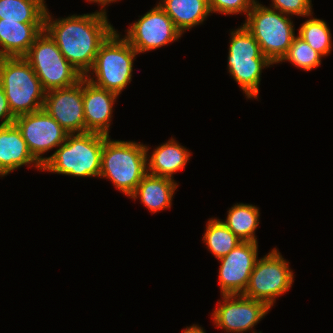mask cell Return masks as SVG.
Wrapping results in <instances>:
<instances>
[{
  "label": "cell",
  "instance_id": "7c38bea8",
  "mask_svg": "<svg viewBox=\"0 0 333 333\" xmlns=\"http://www.w3.org/2000/svg\"><path fill=\"white\" fill-rule=\"evenodd\" d=\"M258 243L242 241L220 261V295L243 294L258 259Z\"/></svg>",
  "mask_w": 333,
  "mask_h": 333
},
{
  "label": "cell",
  "instance_id": "8992f818",
  "mask_svg": "<svg viewBox=\"0 0 333 333\" xmlns=\"http://www.w3.org/2000/svg\"><path fill=\"white\" fill-rule=\"evenodd\" d=\"M292 17L256 1L243 23L260 45L262 54L278 64L295 38Z\"/></svg>",
  "mask_w": 333,
  "mask_h": 333
},
{
  "label": "cell",
  "instance_id": "ac0fdd59",
  "mask_svg": "<svg viewBox=\"0 0 333 333\" xmlns=\"http://www.w3.org/2000/svg\"><path fill=\"white\" fill-rule=\"evenodd\" d=\"M178 183L174 179L146 174L129 197L136 201L140 198L144 206L156 213L171 208Z\"/></svg>",
  "mask_w": 333,
  "mask_h": 333
},
{
  "label": "cell",
  "instance_id": "9c48e42d",
  "mask_svg": "<svg viewBox=\"0 0 333 333\" xmlns=\"http://www.w3.org/2000/svg\"><path fill=\"white\" fill-rule=\"evenodd\" d=\"M139 17L141 18L129 25L124 36L138 54L157 50L177 41L183 35L158 3Z\"/></svg>",
  "mask_w": 333,
  "mask_h": 333
},
{
  "label": "cell",
  "instance_id": "d4e9b609",
  "mask_svg": "<svg viewBox=\"0 0 333 333\" xmlns=\"http://www.w3.org/2000/svg\"><path fill=\"white\" fill-rule=\"evenodd\" d=\"M309 17L301 24L297 35L323 57L328 56L333 44L330 28L323 19L314 18L312 14Z\"/></svg>",
  "mask_w": 333,
  "mask_h": 333
},
{
  "label": "cell",
  "instance_id": "d6986e66",
  "mask_svg": "<svg viewBox=\"0 0 333 333\" xmlns=\"http://www.w3.org/2000/svg\"><path fill=\"white\" fill-rule=\"evenodd\" d=\"M158 4L182 34L203 24L212 14L208 0H160Z\"/></svg>",
  "mask_w": 333,
  "mask_h": 333
},
{
  "label": "cell",
  "instance_id": "5bb4252c",
  "mask_svg": "<svg viewBox=\"0 0 333 333\" xmlns=\"http://www.w3.org/2000/svg\"><path fill=\"white\" fill-rule=\"evenodd\" d=\"M119 95L99 88L83 78V108L86 132L109 136L113 107Z\"/></svg>",
  "mask_w": 333,
  "mask_h": 333
},
{
  "label": "cell",
  "instance_id": "8fae6325",
  "mask_svg": "<svg viewBox=\"0 0 333 333\" xmlns=\"http://www.w3.org/2000/svg\"><path fill=\"white\" fill-rule=\"evenodd\" d=\"M217 305L211 313L212 321L227 333L251 331L270 310L264 302L249 299L243 294L222 295Z\"/></svg>",
  "mask_w": 333,
  "mask_h": 333
},
{
  "label": "cell",
  "instance_id": "9a60e30c",
  "mask_svg": "<svg viewBox=\"0 0 333 333\" xmlns=\"http://www.w3.org/2000/svg\"><path fill=\"white\" fill-rule=\"evenodd\" d=\"M29 165L42 172V165L33 157L20 130L13 123L0 126V177Z\"/></svg>",
  "mask_w": 333,
  "mask_h": 333
},
{
  "label": "cell",
  "instance_id": "603a6c76",
  "mask_svg": "<svg viewBox=\"0 0 333 333\" xmlns=\"http://www.w3.org/2000/svg\"><path fill=\"white\" fill-rule=\"evenodd\" d=\"M205 228L202 241L216 259L226 256L242 242V240L223 223L222 219L212 217L207 221Z\"/></svg>",
  "mask_w": 333,
  "mask_h": 333
},
{
  "label": "cell",
  "instance_id": "6da1fadb",
  "mask_svg": "<svg viewBox=\"0 0 333 333\" xmlns=\"http://www.w3.org/2000/svg\"><path fill=\"white\" fill-rule=\"evenodd\" d=\"M44 30L55 41L68 62L85 77L91 70L101 44L115 30L106 13L53 18L47 8Z\"/></svg>",
  "mask_w": 333,
  "mask_h": 333
},
{
  "label": "cell",
  "instance_id": "484cf974",
  "mask_svg": "<svg viewBox=\"0 0 333 333\" xmlns=\"http://www.w3.org/2000/svg\"><path fill=\"white\" fill-rule=\"evenodd\" d=\"M322 57L320 53L297 35L293 39L288 52L279 63L288 61L301 70L311 71L321 65Z\"/></svg>",
  "mask_w": 333,
  "mask_h": 333
},
{
  "label": "cell",
  "instance_id": "277c9868",
  "mask_svg": "<svg viewBox=\"0 0 333 333\" xmlns=\"http://www.w3.org/2000/svg\"><path fill=\"white\" fill-rule=\"evenodd\" d=\"M120 36L117 30L108 36L99 47L91 70L84 77L93 85L117 95L132 81L133 61L139 55L128 41Z\"/></svg>",
  "mask_w": 333,
  "mask_h": 333
},
{
  "label": "cell",
  "instance_id": "52a82bcc",
  "mask_svg": "<svg viewBox=\"0 0 333 333\" xmlns=\"http://www.w3.org/2000/svg\"><path fill=\"white\" fill-rule=\"evenodd\" d=\"M24 58L30 63L46 92L73 86L84 78L63 56L45 30L36 37Z\"/></svg>",
  "mask_w": 333,
  "mask_h": 333
},
{
  "label": "cell",
  "instance_id": "30bf717a",
  "mask_svg": "<svg viewBox=\"0 0 333 333\" xmlns=\"http://www.w3.org/2000/svg\"><path fill=\"white\" fill-rule=\"evenodd\" d=\"M14 124L20 130L29 151L42 166L47 161L43 155L58 148L69 134L44 108L17 116Z\"/></svg>",
  "mask_w": 333,
  "mask_h": 333
},
{
  "label": "cell",
  "instance_id": "7402d4cb",
  "mask_svg": "<svg viewBox=\"0 0 333 333\" xmlns=\"http://www.w3.org/2000/svg\"><path fill=\"white\" fill-rule=\"evenodd\" d=\"M45 0H0V19L20 23H44Z\"/></svg>",
  "mask_w": 333,
  "mask_h": 333
},
{
  "label": "cell",
  "instance_id": "ffe728a7",
  "mask_svg": "<svg viewBox=\"0 0 333 333\" xmlns=\"http://www.w3.org/2000/svg\"><path fill=\"white\" fill-rule=\"evenodd\" d=\"M228 72L238 83L247 99L259 97L262 70L273 65L267 58H252V61L227 62Z\"/></svg>",
  "mask_w": 333,
  "mask_h": 333
},
{
  "label": "cell",
  "instance_id": "4fadbf2b",
  "mask_svg": "<svg viewBox=\"0 0 333 333\" xmlns=\"http://www.w3.org/2000/svg\"><path fill=\"white\" fill-rule=\"evenodd\" d=\"M43 108L69 134L86 132L83 79L73 86L47 91Z\"/></svg>",
  "mask_w": 333,
  "mask_h": 333
},
{
  "label": "cell",
  "instance_id": "f546056e",
  "mask_svg": "<svg viewBox=\"0 0 333 333\" xmlns=\"http://www.w3.org/2000/svg\"><path fill=\"white\" fill-rule=\"evenodd\" d=\"M90 3H97L98 5H100L101 9L100 12L106 13L107 14V10L105 6H109L111 3H115L118 2L119 0H87Z\"/></svg>",
  "mask_w": 333,
  "mask_h": 333
},
{
  "label": "cell",
  "instance_id": "cb8c5ba5",
  "mask_svg": "<svg viewBox=\"0 0 333 333\" xmlns=\"http://www.w3.org/2000/svg\"><path fill=\"white\" fill-rule=\"evenodd\" d=\"M230 35L227 62H243L252 61V58H266L262 54L256 39L243 24L231 31Z\"/></svg>",
  "mask_w": 333,
  "mask_h": 333
},
{
  "label": "cell",
  "instance_id": "3957f363",
  "mask_svg": "<svg viewBox=\"0 0 333 333\" xmlns=\"http://www.w3.org/2000/svg\"><path fill=\"white\" fill-rule=\"evenodd\" d=\"M104 134L84 132L68 134L42 166V171L71 177H100Z\"/></svg>",
  "mask_w": 333,
  "mask_h": 333
},
{
  "label": "cell",
  "instance_id": "ba28073f",
  "mask_svg": "<svg viewBox=\"0 0 333 333\" xmlns=\"http://www.w3.org/2000/svg\"><path fill=\"white\" fill-rule=\"evenodd\" d=\"M294 273L289 262L274 248L267 255L257 259L250 280L243 295L249 299L264 302L270 309L276 298L290 290Z\"/></svg>",
  "mask_w": 333,
  "mask_h": 333
},
{
  "label": "cell",
  "instance_id": "e0dca14e",
  "mask_svg": "<svg viewBox=\"0 0 333 333\" xmlns=\"http://www.w3.org/2000/svg\"><path fill=\"white\" fill-rule=\"evenodd\" d=\"M147 152V172L148 174L173 179L174 174L185 169L191 157V152L177 142L173 137L157 146L152 154Z\"/></svg>",
  "mask_w": 333,
  "mask_h": 333
},
{
  "label": "cell",
  "instance_id": "44dd1931",
  "mask_svg": "<svg viewBox=\"0 0 333 333\" xmlns=\"http://www.w3.org/2000/svg\"><path fill=\"white\" fill-rule=\"evenodd\" d=\"M259 207L252 204L236 203L227 211L223 223L242 241L258 243L255 232L259 226Z\"/></svg>",
  "mask_w": 333,
  "mask_h": 333
},
{
  "label": "cell",
  "instance_id": "2e32d148",
  "mask_svg": "<svg viewBox=\"0 0 333 333\" xmlns=\"http://www.w3.org/2000/svg\"><path fill=\"white\" fill-rule=\"evenodd\" d=\"M43 30L44 23H20L0 19V58L24 57Z\"/></svg>",
  "mask_w": 333,
  "mask_h": 333
},
{
  "label": "cell",
  "instance_id": "f1b7e54d",
  "mask_svg": "<svg viewBox=\"0 0 333 333\" xmlns=\"http://www.w3.org/2000/svg\"><path fill=\"white\" fill-rule=\"evenodd\" d=\"M15 116L12 114L4 90L0 85V126H8L14 123Z\"/></svg>",
  "mask_w": 333,
  "mask_h": 333
},
{
  "label": "cell",
  "instance_id": "5b68a950",
  "mask_svg": "<svg viewBox=\"0 0 333 333\" xmlns=\"http://www.w3.org/2000/svg\"><path fill=\"white\" fill-rule=\"evenodd\" d=\"M0 85L15 117L43 108L46 91L24 57L0 58Z\"/></svg>",
  "mask_w": 333,
  "mask_h": 333
},
{
  "label": "cell",
  "instance_id": "4dcf8cb0",
  "mask_svg": "<svg viewBox=\"0 0 333 333\" xmlns=\"http://www.w3.org/2000/svg\"><path fill=\"white\" fill-rule=\"evenodd\" d=\"M182 333H206V331L199 325L193 324L192 326H187L182 330Z\"/></svg>",
  "mask_w": 333,
  "mask_h": 333
},
{
  "label": "cell",
  "instance_id": "4316f807",
  "mask_svg": "<svg viewBox=\"0 0 333 333\" xmlns=\"http://www.w3.org/2000/svg\"><path fill=\"white\" fill-rule=\"evenodd\" d=\"M257 0H208L211 13L225 15L245 14V17Z\"/></svg>",
  "mask_w": 333,
  "mask_h": 333
},
{
  "label": "cell",
  "instance_id": "7a4b0ae2",
  "mask_svg": "<svg viewBox=\"0 0 333 333\" xmlns=\"http://www.w3.org/2000/svg\"><path fill=\"white\" fill-rule=\"evenodd\" d=\"M145 144L111 140L104 135L100 178L110 180L115 188L130 197L147 172Z\"/></svg>",
  "mask_w": 333,
  "mask_h": 333
},
{
  "label": "cell",
  "instance_id": "83f0119b",
  "mask_svg": "<svg viewBox=\"0 0 333 333\" xmlns=\"http://www.w3.org/2000/svg\"><path fill=\"white\" fill-rule=\"evenodd\" d=\"M270 8L280 11L281 13L293 17L309 18L312 11V0H271Z\"/></svg>",
  "mask_w": 333,
  "mask_h": 333
}]
</instances>
